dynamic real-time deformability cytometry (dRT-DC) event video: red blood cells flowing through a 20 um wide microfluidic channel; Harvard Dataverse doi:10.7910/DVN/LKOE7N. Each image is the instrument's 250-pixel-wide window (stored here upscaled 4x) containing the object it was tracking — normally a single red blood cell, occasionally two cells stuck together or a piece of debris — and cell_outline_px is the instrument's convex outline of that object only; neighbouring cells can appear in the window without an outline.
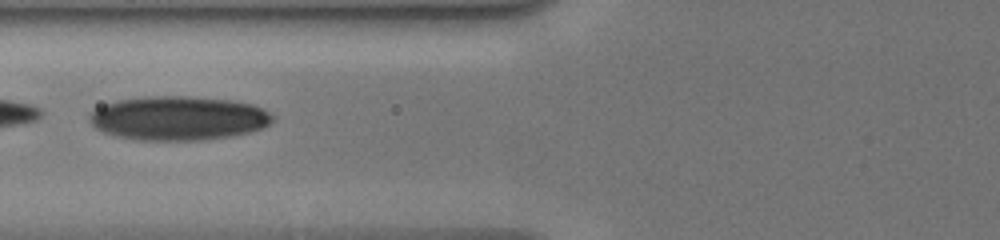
{"species": "human", "species_latin": "Homo sapiens", "temperature_condition": "cold", "stored_images_in_passage": 52, "camera_frame_rate_fps": 3000, "um_per_image_px": 0.085, "donor": {"sex": "male"}, "frame": {"image": 1, "passage_image": 23, "time_ms": 7.333, "image_size_px": [1000, 240], "cell_outline_px": [[276, 116], [272, 124], [264, 128], [232, 136], [204, 140], [132, 140], [116, 136], [104, 132], [96, 128], [88, 120], [88, 116], [96, 108], [104, 104], [116, 100], [148, 96], [188, 96], [232, 100], [252, 104], [264, 108]], "centroid_in_image_um": [15.2, 10.04], "position_along_channel_um": 110.6, "area_um2": 47.63}}
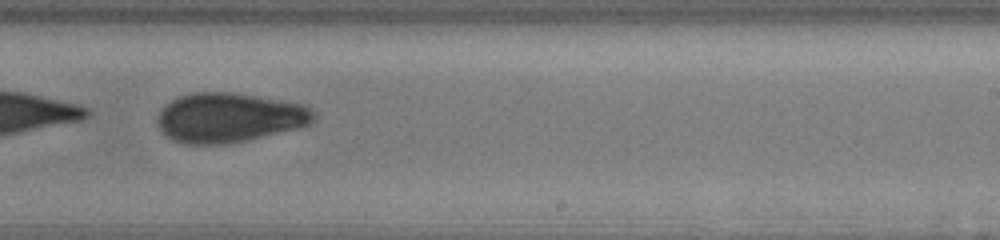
{"frame": {"image": 2, "passage_image": 35, "time_ms": 11.333, "image_size_px": [1000, 240], "cell_outline_px": [[316, 116], [308, 124], [300, 128], [248, 140], [228, 144], [184, 144], [172, 140], [164, 136], [156, 120], [156, 116], [164, 104], [180, 96], [192, 92], [232, 92], [304, 104]], "centroid_in_image_um": [19.42, 10.01], "position_along_channel_um": 269.6, "area_um2": 45.37}}
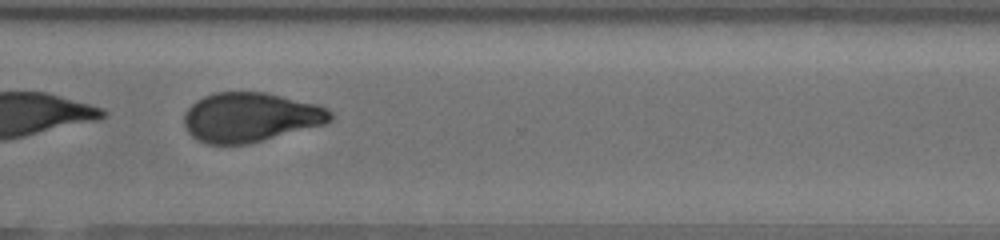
{"frame": {"image": 3, "passage_image": 41, "time_ms": 13.333, "image_size_px": [1000, 240], "cell_outline_px": [[336, 116], [332, 120], [324, 124], [248, 144], [204, 144], [196, 140], [188, 132], [184, 124], [184, 112], [196, 100], [204, 96], [216, 92], [264, 92], [320, 104], [328, 108]], "centroid_in_image_um": [21.3, 9.96], "position_along_channel_um": 349.3, "area_um2": 42.43}, "authors_computed_cell_mechanics": {"area_um2": 47.7428, "velocity_mm_per_s": 3.9827, "shape_relaxation_time_tau1_ms": 4.585, "shape_relaxation_time_tau2_ms": 3.0699, "deformation_change_tau1": 0.1441, "deformation_change_tau2": 0.0883}}